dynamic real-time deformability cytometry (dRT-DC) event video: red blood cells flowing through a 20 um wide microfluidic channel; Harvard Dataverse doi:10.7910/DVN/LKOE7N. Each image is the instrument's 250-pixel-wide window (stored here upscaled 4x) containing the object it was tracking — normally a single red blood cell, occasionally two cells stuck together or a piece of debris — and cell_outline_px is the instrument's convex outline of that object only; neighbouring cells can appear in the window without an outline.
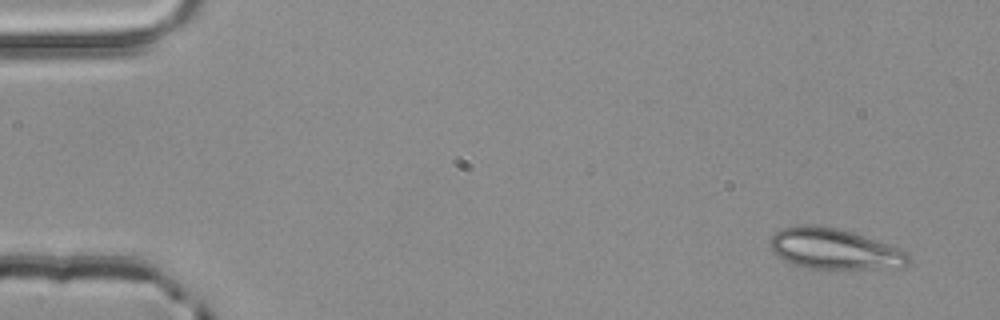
{"species": "common noctule bat (a hibernating species)", "species_latin": "Nyctalus noctula", "temperature_condition": "room temperature", "stored_images_in_passage": 4, "camera_frame_rate_fps": 3000, "um_per_image_px": 0.085, "animal": {"sex": "male", "body_mass_g": 20.4}, "frame": {"image": 1, "passage_image": 1, "time_ms": 0.0, "image_size_px": [1000, 320], "cell_outline_px": [[912, 260], [908, 264], [900, 268], [808, 268], [784, 260], [772, 252], [768, 244], [772, 236], [780, 228], [800, 224], [812, 224], [836, 228], [852, 232], [864, 236], [908, 252]], "centroid_in_image_um": [70.9, 21.15], "position_along_channel_um": 14.1, "area_um2": 32.77}}